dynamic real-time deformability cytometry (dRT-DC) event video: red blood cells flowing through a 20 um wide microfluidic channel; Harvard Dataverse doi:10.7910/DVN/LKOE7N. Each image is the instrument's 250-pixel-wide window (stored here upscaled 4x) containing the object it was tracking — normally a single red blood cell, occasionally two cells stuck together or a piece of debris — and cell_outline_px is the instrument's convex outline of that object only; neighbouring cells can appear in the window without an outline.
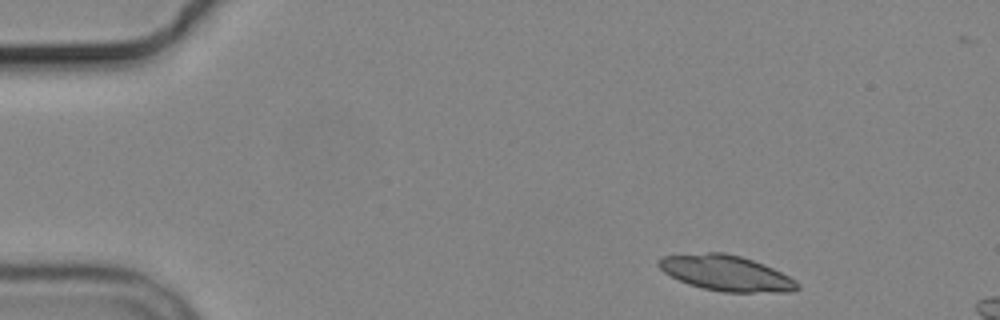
{"species": "common noctule bat (a hibernating species)", "species_latin": "Nyctalus noctula", "temperature_condition": "cold", "stored_images_in_passage": 3, "camera_frame_rate_fps": 3000, "um_per_image_px": 0.085, "animal": {"sex": "male", "body_mass_g": 19.2, "forearm_length_mm": 51.8}, "frame": {"image": 1, "passage_image": 1, "time_ms": 0.0, "image_size_px": [1000, 320], "cell_outline_px": [[800, 288], [792, 292], [724, 292], [704, 288], [688, 284], [664, 272], [656, 264], [664, 256], [708, 252], [724, 252], [740, 256], [764, 264], [796, 280], [800, 284]], "centroid_in_image_um": [61.76, 23.22], "position_along_channel_um": 23.2, "area_um2": 28.5}}